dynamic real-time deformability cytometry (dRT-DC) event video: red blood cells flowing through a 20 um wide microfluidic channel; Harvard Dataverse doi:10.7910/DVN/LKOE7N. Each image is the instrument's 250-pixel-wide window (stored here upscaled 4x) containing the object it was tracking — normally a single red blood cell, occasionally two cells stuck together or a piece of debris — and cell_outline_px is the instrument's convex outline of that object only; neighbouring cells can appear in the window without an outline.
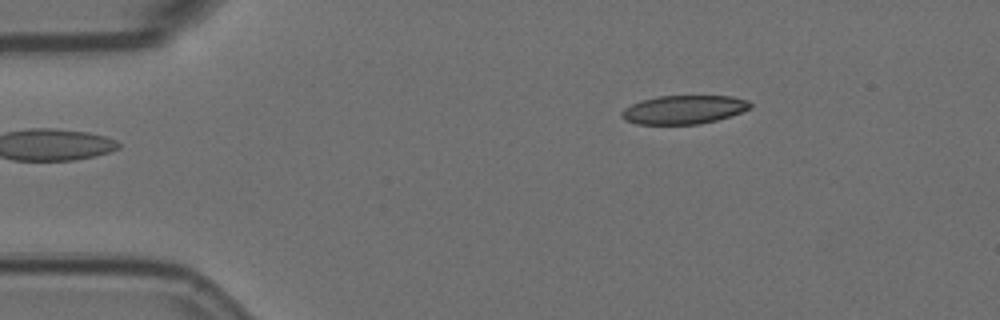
{"species": "Egyptian fruit bat (a non-hibernating species)", "species_latin": "Rousettus aegyptiacus", "temperature_condition": "room temperature", "stored_images_in_passage": 3, "camera_frame_rate_fps": 3000, "um_per_image_px": 0.085, "animal": {"sex": "female"}, "frame": {"image": 1, "passage_image": 1, "time_ms": 0.0, "image_size_px": [1000, 320], "cell_outline_px": [[752, 104], [748, 108], [740, 112], [716, 120], [700, 124], [636, 124], [624, 120], [620, 116], [620, 112], [624, 108], [640, 100], [656, 96], [732, 96], [748, 100]], "centroid_in_image_um": [58.06, 9.31], "position_along_channel_um": 26.9, "area_um2": 21.44}}